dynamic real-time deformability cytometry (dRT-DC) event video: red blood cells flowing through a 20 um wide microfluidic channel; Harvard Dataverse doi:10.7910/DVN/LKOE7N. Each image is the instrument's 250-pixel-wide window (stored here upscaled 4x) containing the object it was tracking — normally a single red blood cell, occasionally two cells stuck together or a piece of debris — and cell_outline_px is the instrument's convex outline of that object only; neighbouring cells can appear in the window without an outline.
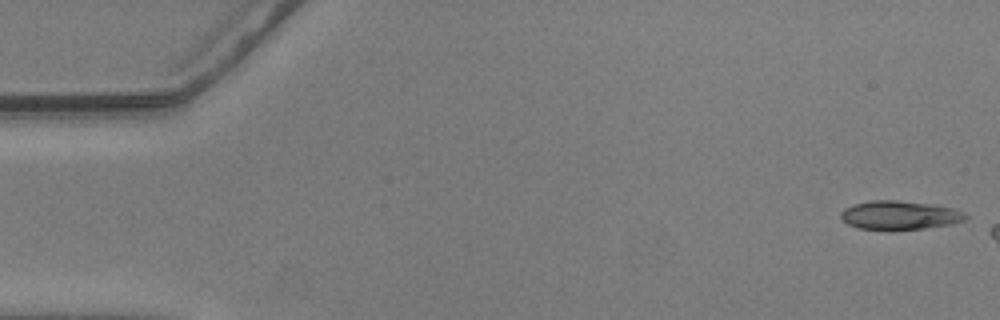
{"species": "common noctule bat (a hibernating species)", "species_latin": "Nyctalus noctula", "temperature_condition": "warm", "stored_images_in_passage": 11, "camera_frame_rate_fps": 3000, "um_per_image_px": 0.085, "animal": {"sex": "male", "body_mass_g": 20.5, "forearm_length_mm": 52.5}, "frame": {"image": 1, "passage_image": 1, "time_ms": 0.0, "image_size_px": [1000, 320], "cell_outline_px": [[968, 216], [964, 220], [952, 224], [924, 228], [892, 232], [856, 228], [840, 220], [840, 212], [844, 208], [852, 204], [868, 200], [896, 200], [932, 204], [956, 208], [964, 212]], "centroid_in_image_um": [76.42, 18.31], "position_along_channel_um": 8.6, "area_um2": 21.79}}